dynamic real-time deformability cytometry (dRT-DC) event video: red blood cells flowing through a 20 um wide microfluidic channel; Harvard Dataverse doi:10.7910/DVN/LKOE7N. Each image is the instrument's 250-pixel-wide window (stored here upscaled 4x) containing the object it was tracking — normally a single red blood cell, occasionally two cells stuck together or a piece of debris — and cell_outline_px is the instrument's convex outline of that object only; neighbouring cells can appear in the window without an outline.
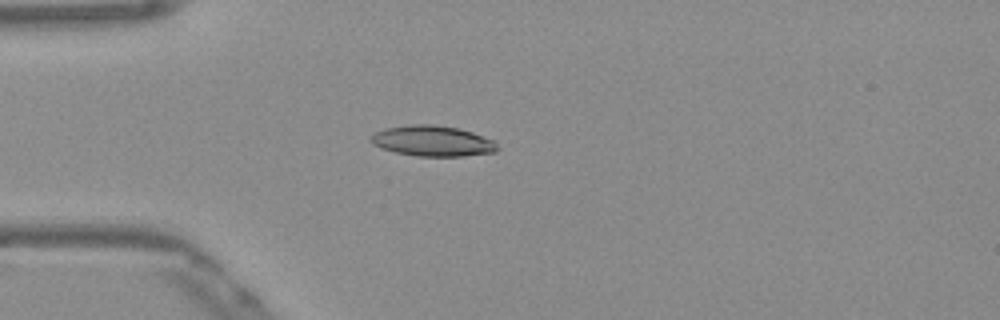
{"species": "Egyptian fruit bat (a non-hibernating species)", "species_latin": "Rousettus aegyptiacus", "temperature_condition": "warm", "stored_images_in_passage": 39, "camera_frame_rate_fps": 3000, "um_per_image_px": 0.085, "frame": {"image": 1, "passage_image": 1, "time_ms": 0.0, "image_size_px": [1000, 320], "cell_outline_px": [[500, 148], [496, 152], [464, 156], [416, 156], [396, 152], [380, 148], [372, 140], [372, 136], [376, 132], [384, 128], [412, 124], [432, 124], [456, 128], [472, 132], [492, 140]], "centroid_in_image_um": [36.8, 11.99], "position_along_channel_um": 48.2, "area_um2": 22.31}}
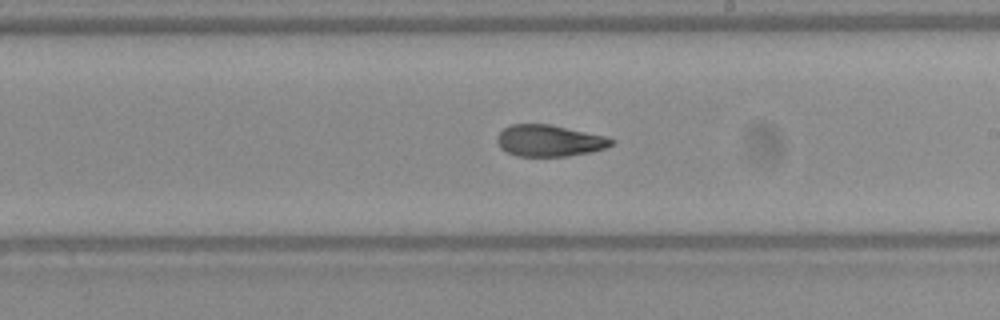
{"frame": {"image": 2, "passage_image": 17, "time_ms": 5.333, "image_size_px": [1000, 320], "cell_outline_px": [[616, 140], [612, 144], [604, 148], [592, 152], [568, 156], [516, 156], [500, 148], [496, 140], [496, 136], [504, 128], [512, 124], [548, 124], [608, 136]], "centroid_in_image_um": [46.7, 11.96], "position_along_channel_um": 242.3, "area_um2": 21.1}}
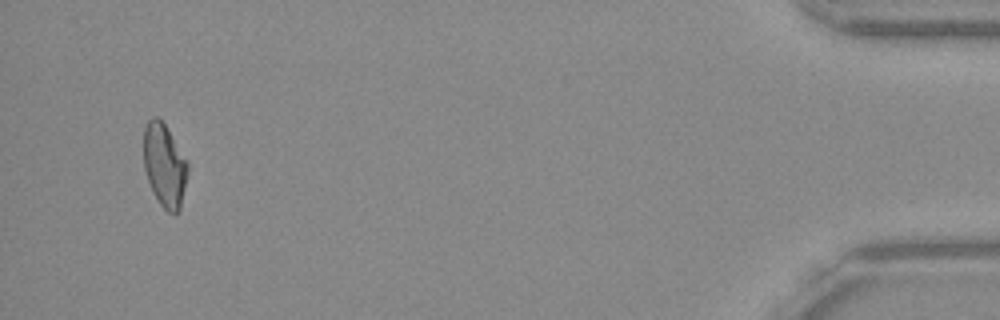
{"frame": {"image": 3, "passage_image": 37, "time_ms": 12.0, "image_size_px": [1000, 320], "cell_outline_px": [[188, 172], [180, 208], [176, 212], [168, 212], [160, 204], [152, 192], [144, 168], [144, 128], [148, 120], [152, 116], [156, 116], [164, 124], [188, 164]], "centroid_in_image_um": [13.96, 14.06], "position_along_channel_um": 421.2, "area_um2": 20.92}, "authors_computed_cell_mechanics": {"area_um2": 21.5016, "velocity_mm_per_s": 3.8815, "shape_relaxation_time_tau1_ms": null, "shape_relaxation_time_tau2_ms": 2.6551, "deformation_change_tau1": null, "deformation_change_tau2": 0.0933}}